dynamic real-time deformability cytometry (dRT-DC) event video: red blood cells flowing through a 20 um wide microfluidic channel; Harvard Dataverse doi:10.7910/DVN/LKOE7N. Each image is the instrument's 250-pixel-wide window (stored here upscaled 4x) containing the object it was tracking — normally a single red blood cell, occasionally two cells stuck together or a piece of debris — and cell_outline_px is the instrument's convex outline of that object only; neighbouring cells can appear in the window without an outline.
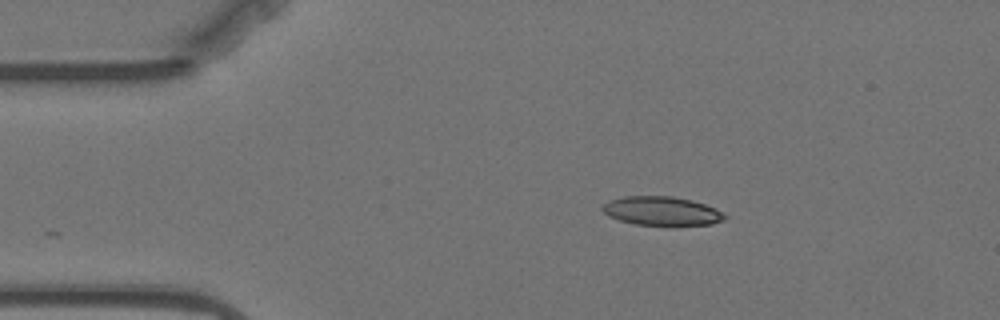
{"species": "Egyptian fruit bat (a non-hibernating species)", "species_latin": "Rousettus aegyptiacus", "temperature_condition": "warm", "stored_images_in_passage": 32, "camera_frame_rate_fps": 3000, "um_per_image_px": 0.085, "animal": {"sex": "female"}, "frame": {"image": 1, "passage_image": 1, "time_ms": 0.0, "image_size_px": [1000, 320], "cell_outline_px": [[728, 216], [724, 220], [712, 224], [636, 224], [620, 220], [608, 216], [600, 208], [608, 200], [624, 196], [672, 196], [692, 200], [716, 208]], "centroid_in_image_um": [56.23, 17.91], "position_along_channel_um": 28.8, "area_um2": 20.35}}
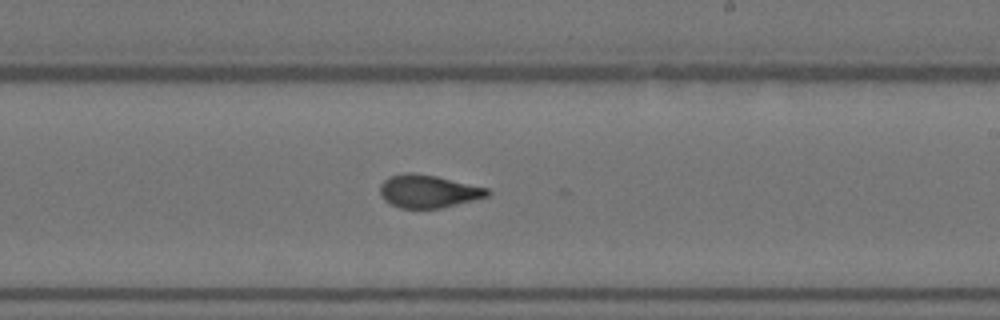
{"frame": {"image": 2, "passage_image": 24, "time_ms": 7.667, "image_size_px": [1000, 320], "cell_outline_px": [[492, 192], [488, 196], [440, 208], [400, 208], [384, 200], [380, 192], [380, 184], [388, 176], [404, 172], [412, 172], [436, 176], [488, 188]], "centroid_in_image_um": [36.38, 16.24], "position_along_channel_um": 252.6, "area_um2": 20.52}}
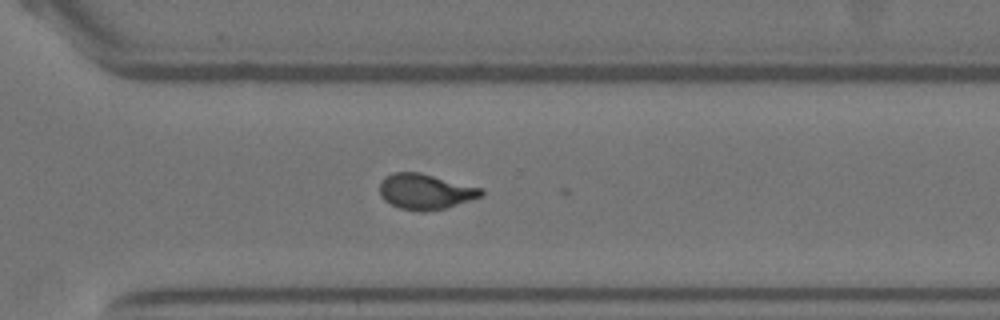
{"frame": {"image": 3, "passage_image": 31, "time_ms": 10.0, "image_size_px": [1000, 320], "cell_outline_px": [[484, 196], [444, 208], [424, 212], [420, 212], [400, 208], [384, 200], [380, 196], [380, 180], [384, 176], [392, 172], [416, 172], [484, 188]], "centroid_in_image_um": [36.15, 16.28], "position_along_channel_um": 334.5, "area_um2": 21.04}}